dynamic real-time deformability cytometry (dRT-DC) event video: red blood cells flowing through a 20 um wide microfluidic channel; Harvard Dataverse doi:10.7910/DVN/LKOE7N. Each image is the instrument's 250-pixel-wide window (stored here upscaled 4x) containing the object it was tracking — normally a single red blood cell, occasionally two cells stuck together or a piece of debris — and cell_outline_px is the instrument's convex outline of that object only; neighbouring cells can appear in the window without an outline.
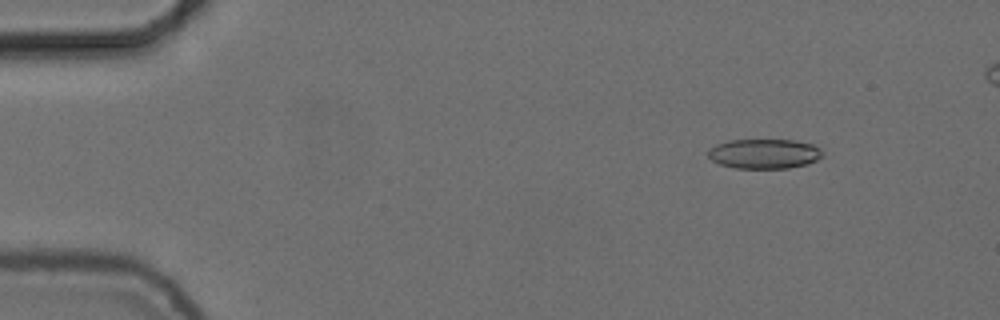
{"species": "common noctule bat (a hibernating species)", "species_latin": "Nyctalus noctula", "temperature_condition": "cold", "stored_images_in_passage": 53, "camera_frame_rate_fps": 3000, "um_per_image_px": 0.085, "animal": {"sex": "female", "body_mass_g": 24.6, "forearm_length_mm": 56.2}, "frame": {"image": 1, "passage_image": 6, "time_ms": 1.667, "image_size_px": [1000, 320], "cell_outline_px": [[824, 156], [808, 164], [788, 168], [736, 168], [720, 164], [712, 160], [708, 156], [708, 152], [716, 144], [728, 140], [796, 140], [812, 144], [820, 148], [824, 152]], "centroid_in_image_um": [65.01, 13.06], "position_along_channel_um": 20.0, "area_um2": 19.88}}
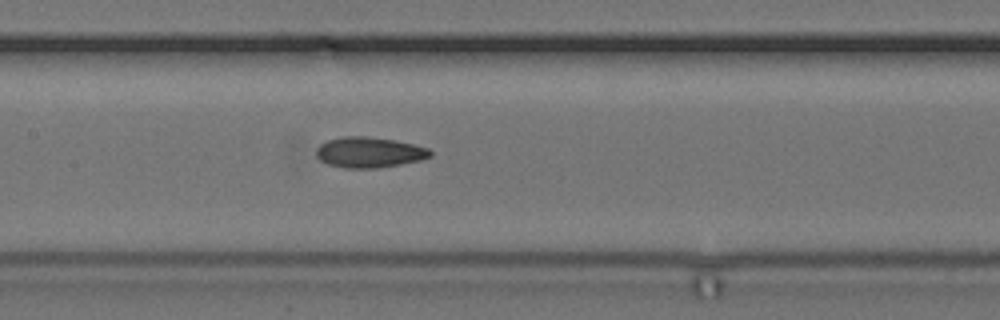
{"frame": {"image": 2, "passage_image": 26, "time_ms": 8.333, "image_size_px": [1000, 320], "cell_outline_px": [[432, 156], [420, 160], [400, 164], [376, 168], [344, 168], [328, 164], [320, 160], [316, 156], [316, 148], [320, 144], [328, 140], [344, 136], [368, 136], [396, 140], [428, 148], [432, 152]], "centroid_in_image_um": [31.37, 12.94], "position_along_channel_um": 176.0, "area_um2": 20.35}}
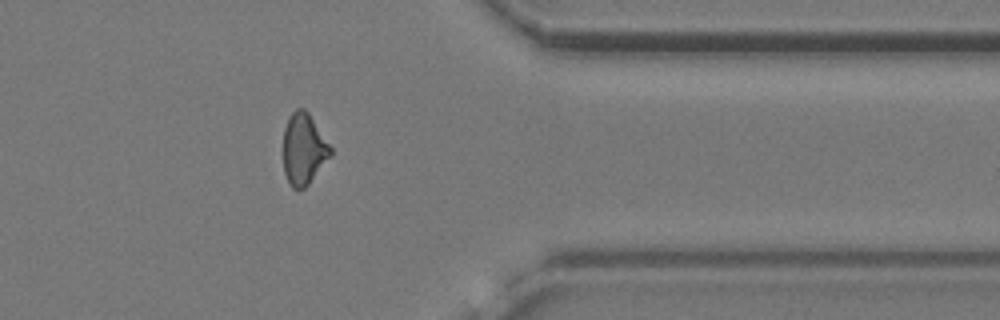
{"frame": {"image": 3, "passage_image": 44, "time_ms": 14.333, "image_size_px": [1000, 320], "cell_outline_px": [[332, 156], [308, 184], [304, 188], [292, 188], [288, 184], [284, 172], [284, 128], [288, 116], [296, 108], [304, 108], [308, 112], [332, 148]], "centroid_in_image_um": [25.81, 12.67], "position_along_channel_um": 385.6, "area_um2": 19.71}}